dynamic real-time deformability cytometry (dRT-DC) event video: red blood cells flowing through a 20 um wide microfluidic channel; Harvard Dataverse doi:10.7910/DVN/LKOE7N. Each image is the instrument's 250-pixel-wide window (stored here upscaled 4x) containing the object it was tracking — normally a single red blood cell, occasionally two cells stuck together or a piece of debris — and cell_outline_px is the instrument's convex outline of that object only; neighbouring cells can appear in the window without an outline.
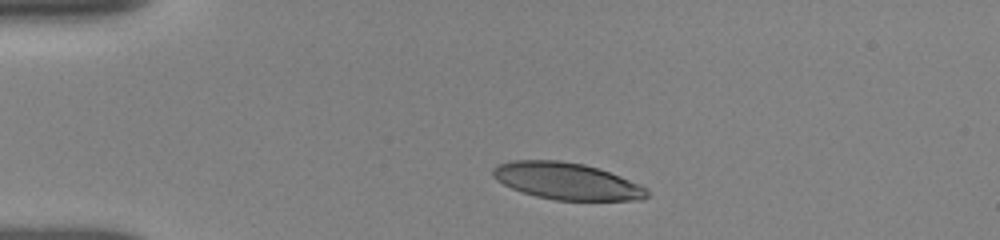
{"species": "human", "species_latin": "Homo sapiens", "temperature_condition": "room temperature", "stored_images_in_passage": 26, "camera_frame_rate_fps": 3000, "um_per_image_px": 0.085, "donor": {"sex": "female"}, "frame": {"image": 1, "passage_image": 1, "time_ms": 0.0, "image_size_px": [1000, 240], "cell_outline_px": [[648, 196], [640, 200], [556, 200], [536, 196], [512, 188], [496, 180], [492, 176], [492, 168], [500, 164], [512, 160], [560, 160], [584, 164], [620, 176], [640, 184], [648, 188]], "centroid_in_image_um": [48.17, 15.39], "position_along_channel_um": 36.8, "area_um2": 32.95}}
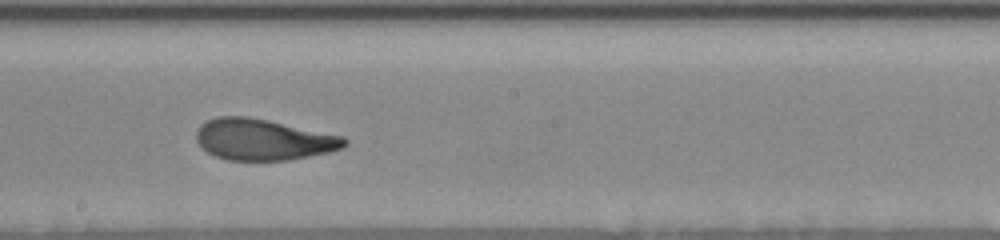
{"frame": {"image": 2, "passage_image": 15, "time_ms": 6.0, "image_size_px": [1000, 240], "cell_outline_px": [[348, 144], [344, 148], [328, 152], [288, 160], [228, 160], [216, 156], [208, 152], [196, 140], [196, 132], [200, 124], [208, 120], [220, 116], [248, 116], [268, 120], [344, 136], [348, 140]], "centroid_in_image_um": [22.4, 11.86], "position_along_channel_um": 225.8, "area_um2": 35.49}}
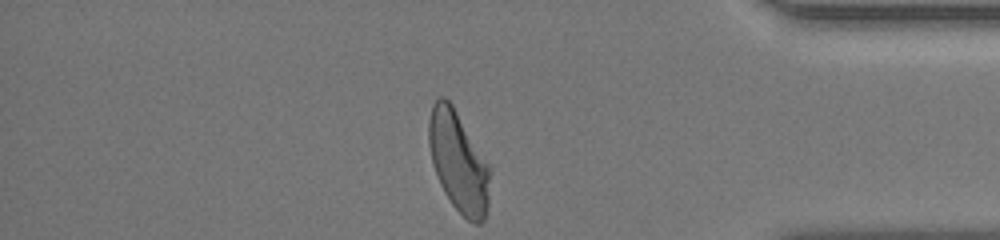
{"frame": {"image": 3, "passage_image": 26, "time_ms": 11.0, "image_size_px": [1000, 240], "cell_outline_px": [[488, 204], [484, 220], [480, 224], [472, 224], [452, 204], [444, 192], [440, 184], [432, 164], [428, 144], [428, 120], [432, 104], [440, 96], [444, 96], [452, 104], [488, 164]], "centroid_in_image_um": [38.92, 13.74], "position_along_channel_um": 396.3, "area_um2": 35.37}, "authors_computed_cell_mechanics": {"area_um2": 35.6337, "velocity_mm_per_s": 3.8768, "shape_relaxation_time_tau1_ms": 4.9952, "shape_relaxation_time_tau2_ms": 1.2945, "deformation_change_tau1": 0.195, "deformation_change_tau2": 0.0827}}